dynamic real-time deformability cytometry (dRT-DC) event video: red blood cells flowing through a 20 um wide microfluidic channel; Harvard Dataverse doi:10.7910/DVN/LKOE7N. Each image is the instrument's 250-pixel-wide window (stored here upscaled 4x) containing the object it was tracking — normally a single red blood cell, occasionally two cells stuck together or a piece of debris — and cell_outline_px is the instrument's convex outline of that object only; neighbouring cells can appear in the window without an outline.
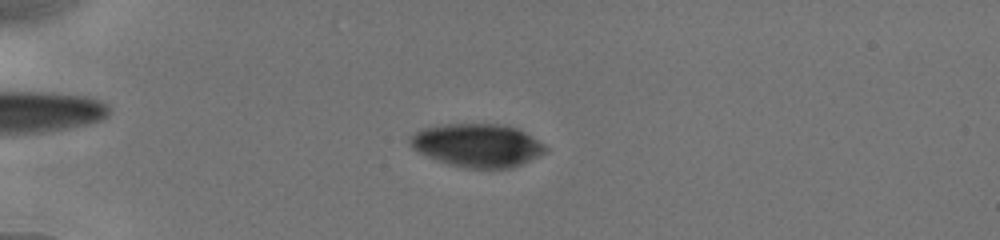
{"species": "human", "species_latin": "Homo sapiens", "temperature_condition": "cold", "stored_images_in_passage": 21, "camera_frame_rate_fps": 3000, "um_per_image_px": 0.085, "donor": {"sex": "male"}, "frame": {"image": 1, "passage_image": 8, "time_ms": 3.333, "image_size_px": [1000, 240], "cell_outline_px": [[548, 152], [512, 168], [464, 168], [448, 164], [436, 160], [412, 148], [408, 144], [408, 136], [424, 128], [444, 124], [504, 124], [516, 128], [532, 136], [544, 144], [548, 148]], "centroid_in_image_um": [40.58, 12.35], "position_along_channel_um": 44.4, "area_um2": 34.28}}
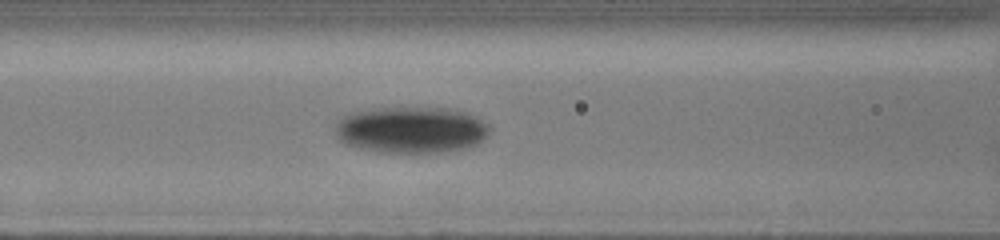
{"frame": {"image": 2, "passage_image": 15, "time_ms": 6.667, "image_size_px": [1000, 240], "cell_outline_px": [[492, 128], [488, 136], [476, 144], [464, 148], [440, 152], [376, 152], [344, 144], [336, 136], [336, 124], [344, 116], [356, 112], [376, 108], [448, 108], [468, 112], [476, 116], [488, 124]], "centroid_in_image_um": [34.99, 11.04], "position_along_channel_um": 131.6, "area_um2": 41.79}}
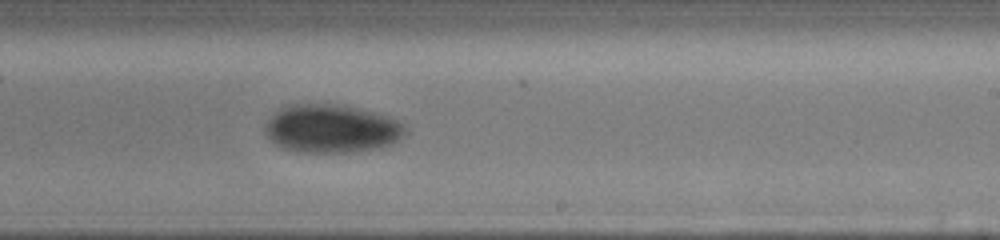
{"frame": {"image": 3, "passage_image": 21, "time_ms": 10.0, "image_size_px": [1000, 240], "cell_outline_px": [[408, 124], [404, 132], [396, 140], [388, 144], [356, 152], [300, 152], [284, 148], [276, 144], [264, 132], [264, 124], [280, 108], [288, 104], [344, 104], [376, 112], [400, 120]], "centroid_in_image_um": [28.17, 10.91], "position_along_channel_um": 260.8, "area_um2": 39.48}}